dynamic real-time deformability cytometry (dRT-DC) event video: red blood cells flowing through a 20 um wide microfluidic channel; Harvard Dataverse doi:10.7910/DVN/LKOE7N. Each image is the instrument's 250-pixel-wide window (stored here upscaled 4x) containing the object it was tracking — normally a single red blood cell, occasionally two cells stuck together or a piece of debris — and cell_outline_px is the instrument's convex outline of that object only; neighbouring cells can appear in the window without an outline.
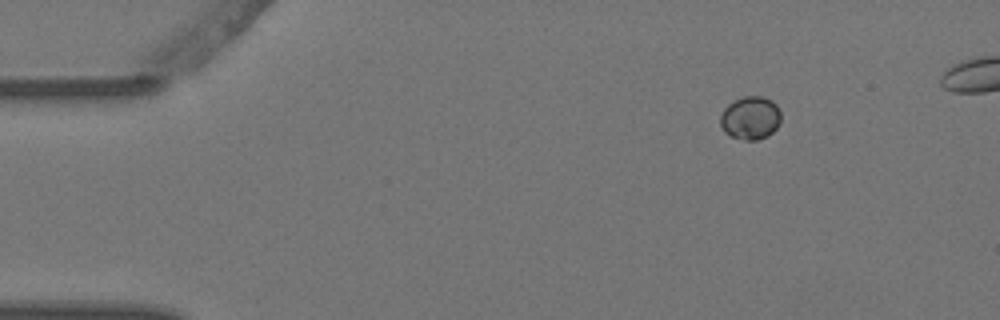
{"species": "Egyptian fruit bat (a non-hibernating species)", "species_latin": "Rousettus aegyptiacus", "temperature_condition": "warm", "stored_images_in_passage": 4, "camera_frame_rate_fps": 3000, "um_per_image_px": 0.085, "animal": {"sex": "female"}, "frame": {"image": 1, "passage_image": 1, "time_ms": 0.0, "image_size_px": [1000, 320], "cell_outline_px": [[780, 124], [768, 136], [756, 140], [744, 140], [732, 136], [724, 132], [720, 124], [720, 116], [724, 108], [728, 104], [744, 96], [760, 96], [772, 100], [776, 104], [780, 112]], "centroid_in_image_um": [63.79, 10.03], "position_along_channel_um": 21.2, "area_um2": 15.26}}